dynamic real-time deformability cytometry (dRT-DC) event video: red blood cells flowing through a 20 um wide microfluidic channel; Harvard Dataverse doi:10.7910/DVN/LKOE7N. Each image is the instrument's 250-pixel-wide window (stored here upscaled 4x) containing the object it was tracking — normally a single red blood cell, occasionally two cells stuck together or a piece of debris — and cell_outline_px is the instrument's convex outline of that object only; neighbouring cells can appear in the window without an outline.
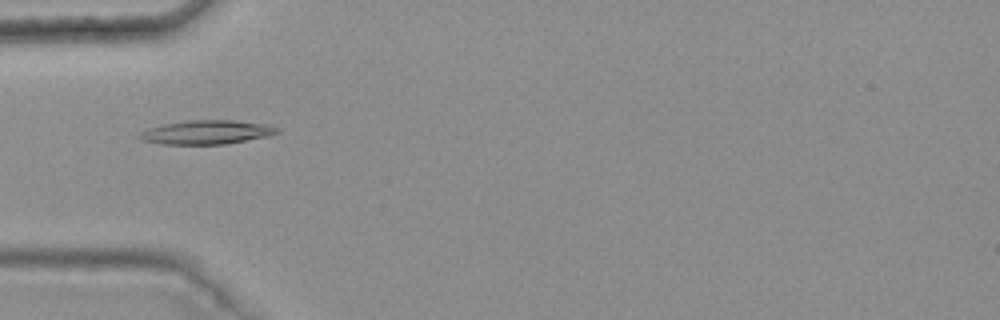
{"species": "common noctule bat (a hibernating species)", "species_latin": "Nyctalus noctula", "temperature_condition": "warm", "stored_images_in_passage": 4, "camera_frame_rate_fps": 3000, "um_per_image_px": 0.085, "animal": {"sex": "female", "body_mass_g": 25.1}, "frame": {"image": 1, "passage_image": 2, "time_ms": 0.333, "image_size_px": [1000, 320], "cell_outline_px": [[280, 132], [268, 136], [224, 144], [160, 144], [140, 140], [136, 136], [140, 132], [148, 128], [164, 124], [188, 120], [232, 120], [272, 124], [280, 128]], "centroid_in_image_um": [17.58, 11.23], "position_along_channel_um": 67.4, "area_um2": 19.42}}
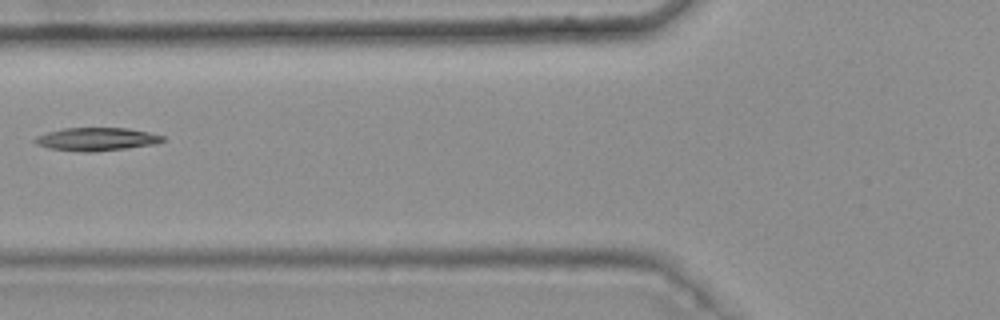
{"frame": {"image": 2, "passage_image": 3, "time_ms": 0.667, "image_size_px": [1000, 320], "cell_outline_px": [[164, 140], [152, 144], [124, 148], [92, 152], [84, 152], [48, 148], [36, 144], [32, 140], [36, 136], [48, 132], [64, 128], [128, 128], [148, 132], [164, 136]], "centroid_in_image_um": [8.14, 11.82], "position_along_channel_um": 117.7, "area_um2": 16.99}}
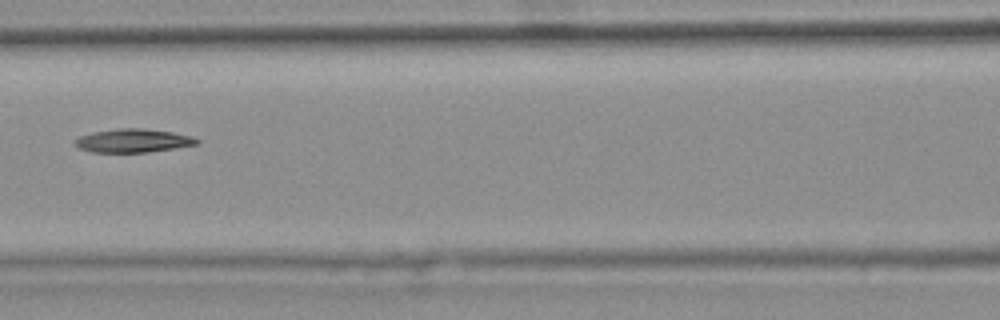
{"frame": {"image": 3, "passage_image": 4, "time_ms": 1.0, "image_size_px": [1000, 320], "cell_outline_px": [[200, 140], [196, 144], [176, 148], [144, 152], [92, 152], [80, 148], [72, 144], [72, 140], [80, 136], [92, 132], [116, 128], [144, 128], [172, 132], [192, 136]], "centroid_in_image_um": [11.26, 11.94], "position_along_channel_um": 155.3, "area_um2": 16.76}}